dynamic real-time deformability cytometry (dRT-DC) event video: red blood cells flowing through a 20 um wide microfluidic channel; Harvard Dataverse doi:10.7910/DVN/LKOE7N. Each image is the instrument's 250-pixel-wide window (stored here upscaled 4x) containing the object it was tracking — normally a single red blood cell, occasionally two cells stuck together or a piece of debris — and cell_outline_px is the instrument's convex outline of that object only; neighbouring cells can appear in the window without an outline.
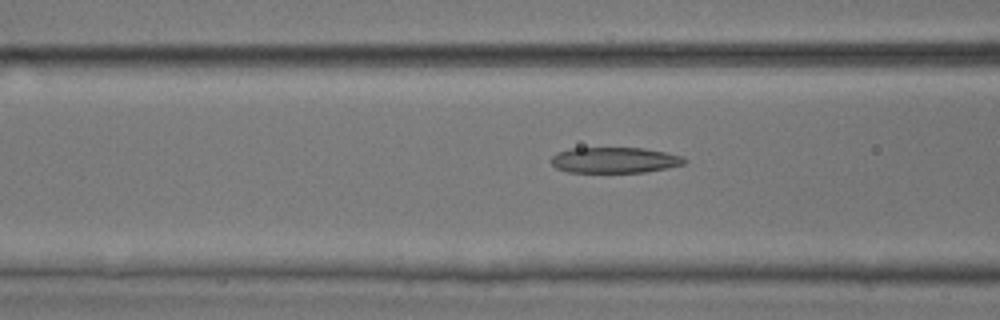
{"species": "common noctule bat (a hibernating species)", "species_latin": "Nyctalus noctula", "temperature_condition": "room temperature", "stored_images_in_passage": 34, "camera_frame_rate_fps": 3000, "um_per_image_px": 0.085, "animal": {"sex": "male", "body_mass_g": 17.9, "forearm_length_mm": 54.2}, "frame": {"image": 1, "passage_image": 13, "time_ms": 4.0, "image_size_px": [1000, 320], "cell_outline_px": [[688, 160], [684, 164], [668, 168], [644, 172], [568, 172], [556, 168], [548, 160], [556, 152], [572, 148], [644, 148], [668, 152], [684, 156]], "centroid_in_image_um": [52.26, 13.6], "position_along_channel_um": 114.3, "area_um2": 20.29}}
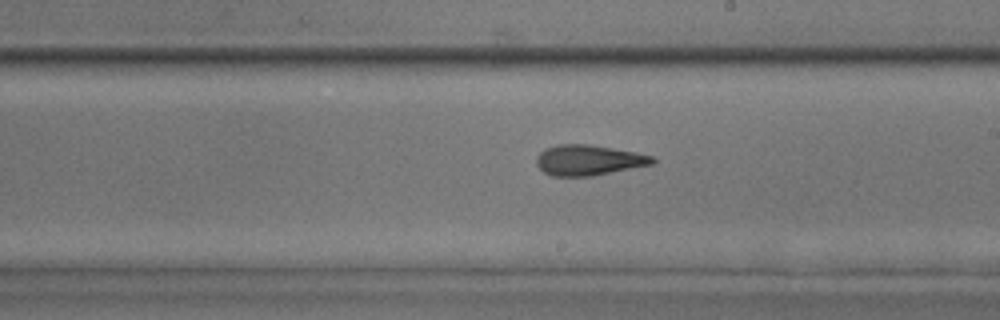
{"frame": {"image": 2, "passage_image": 22, "time_ms": 7.0, "image_size_px": [1000, 320], "cell_outline_px": [[656, 164], [592, 176], [552, 176], [544, 172], [536, 164], [536, 156], [544, 148], [556, 144], [588, 144], [636, 152], [652, 156], [656, 160]], "centroid_in_image_um": [50.03, 13.61], "position_along_channel_um": 239.0, "area_um2": 20.81}}
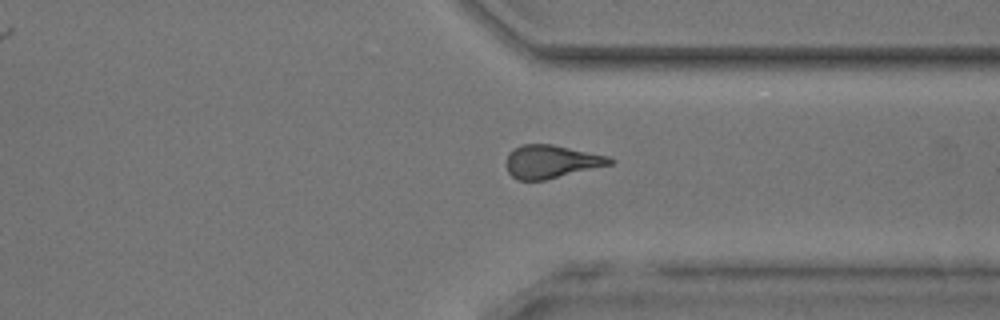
{"frame": {"image": 3, "passage_image": 31, "time_ms": 10.0, "image_size_px": [1000, 320], "cell_outline_px": [[616, 160], [612, 164], [544, 180], [516, 180], [508, 172], [504, 164], [508, 152], [520, 144], [552, 144], [608, 156]], "centroid_in_image_um": [46.81, 13.73], "position_along_channel_um": 364.6, "area_um2": 20.11}}